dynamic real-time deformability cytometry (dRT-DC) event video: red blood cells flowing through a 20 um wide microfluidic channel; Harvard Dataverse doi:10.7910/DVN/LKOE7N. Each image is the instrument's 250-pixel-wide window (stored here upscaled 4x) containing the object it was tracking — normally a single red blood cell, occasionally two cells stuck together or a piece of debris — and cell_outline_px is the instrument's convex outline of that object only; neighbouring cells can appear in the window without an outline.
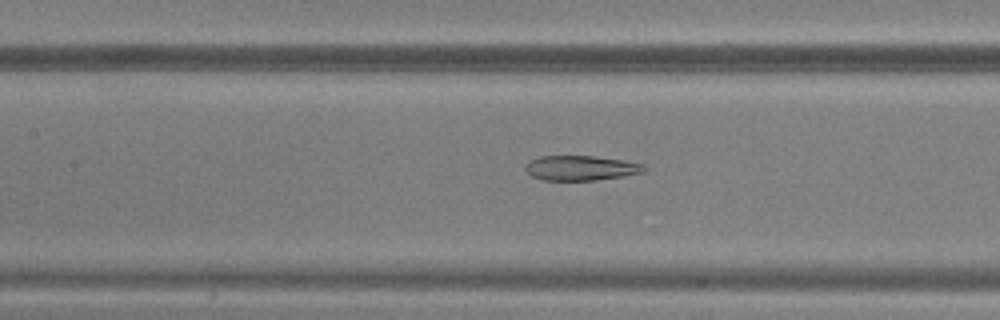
{"species": "common noctule bat (a hibernating species)", "species_latin": "Nyctalus noctula", "temperature_condition": "warm", "stored_images_in_passage": 49, "camera_frame_rate_fps": 3000, "um_per_image_px": 0.085, "animal": {"sex": "male", "body_mass_g": 20.5, "forearm_length_mm": 52.5}, "frame": {"image": 1, "passage_image": 23, "time_ms": 7.333, "image_size_px": [1000, 320], "cell_outline_px": [[648, 168], [644, 172], [624, 176], [596, 180], [544, 180], [532, 176], [524, 168], [524, 164], [540, 156], [596, 156], [644, 164]], "centroid_in_image_um": [49.39, 14.28], "position_along_channel_um": 158.0, "area_um2": 17.17}}
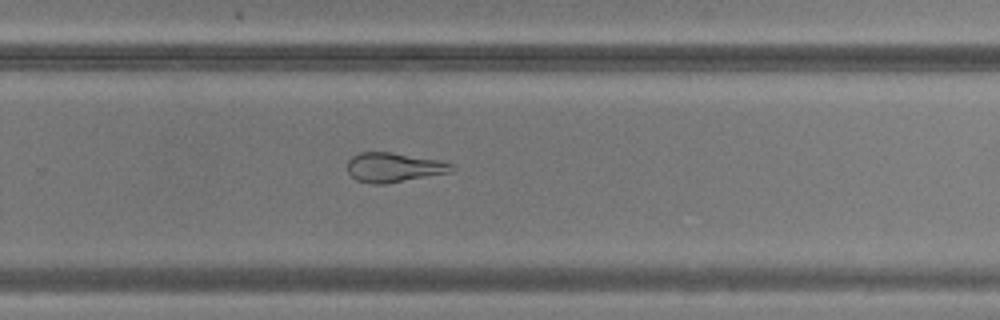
{"frame": {"image": 2, "passage_image": 33, "time_ms": 10.667, "image_size_px": [1000, 320], "cell_outline_px": [[456, 168], [452, 172], [384, 184], [372, 184], [356, 180], [348, 172], [348, 160], [352, 156], [360, 152], [392, 152], [440, 160], [452, 164]], "centroid_in_image_um": [33.49, 14.22], "position_along_channel_um": 296.3, "area_um2": 17.98}}
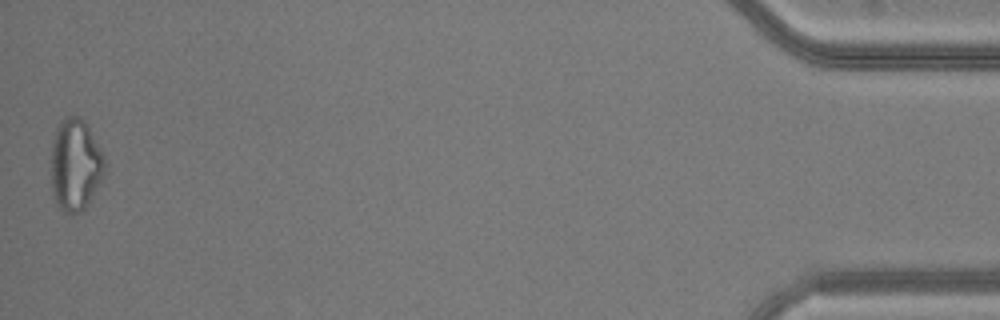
{"frame": {"image": 3, "passage_image": 49, "time_ms": 16.0, "image_size_px": [1000, 320], "cell_outline_px": [[108, 164], [104, 176], [88, 204], [80, 212], [72, 216], [64, 212], [56, 204], [52, 192], [52, 140], [56, 128], [60, 120], [64, 116], [80, 116], [84, 120], [104, 156]], "centroid_in_image_um": [6.42, 14.03], "position_along_channel_um": 428.8, "area_um2": 29.13}}